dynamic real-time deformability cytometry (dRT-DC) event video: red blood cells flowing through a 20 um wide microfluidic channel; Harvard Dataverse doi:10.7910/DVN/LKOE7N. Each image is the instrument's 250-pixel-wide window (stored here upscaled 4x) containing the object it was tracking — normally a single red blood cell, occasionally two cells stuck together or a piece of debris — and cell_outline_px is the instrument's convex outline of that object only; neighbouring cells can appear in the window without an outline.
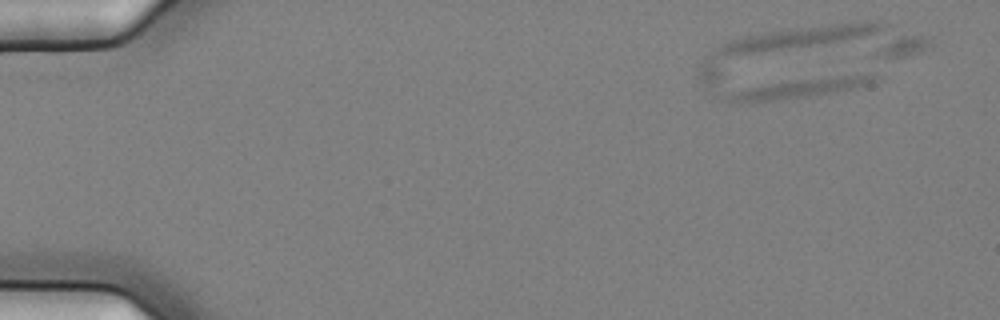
{"species": "common noctule bat (a hibernating species)", "species_latin": "Nyctalus noctula", "temperature_condition": "cold", "stored_images_in_passage": 6, "camera_frame_rate_fps": 3000, "um_per_image_px": 0.085, "animal": {"sex": "female", "body_mass_g": 25.1}, "frame": {"image": 1, "passage_image": 2, "time_ms": 0.333, "image_size_px": [1000, 320], "cell_outline_px": [[876, 80], [872, 84], [856, 88], [836, 92], [812, 96], [748, 104], [732, 104], [728, 100], [728, 96], [752, 88], [772, 84], [796, 80], [840, 76], [872, 76]], "centroid_in_image_um": [67.97, 7.57], "position_along_channel_um": 17.0, "area_um2": 15.61}}